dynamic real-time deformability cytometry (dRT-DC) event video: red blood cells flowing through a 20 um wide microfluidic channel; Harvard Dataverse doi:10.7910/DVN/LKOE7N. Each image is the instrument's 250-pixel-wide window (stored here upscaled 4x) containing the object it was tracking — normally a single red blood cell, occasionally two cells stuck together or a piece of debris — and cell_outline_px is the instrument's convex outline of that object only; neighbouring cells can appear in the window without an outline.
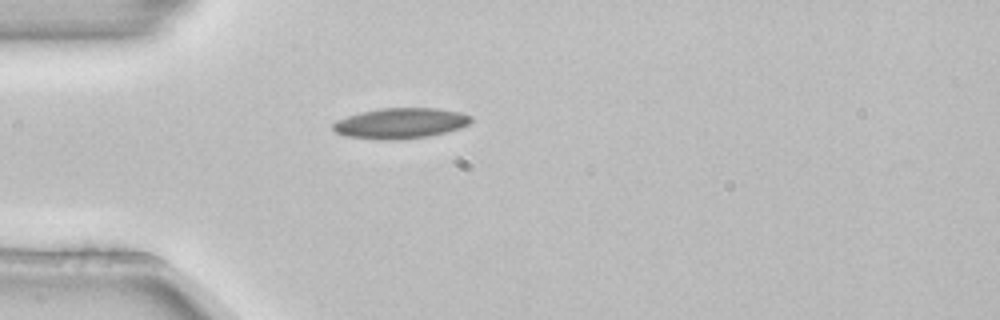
{"species": "common noctule bat (a hibernating species)", "species_latin": "Nyctalus noctula", "temperature_condition": "room temperature", "stored_images_in_passage": 1, "camera_frame_rate_fps": 3000, "um_per_image_px": 0.085, "animal": {"sex": "female", "body_mass_g": 22.7, "forearm_length_mm": 54.2}, "frame": {"image": 1, "passage_image": 1, "time_ms": 0.0, "image_size_px": [1000, 320], "cell_outline_px": [[472, 120], [468, 124], [460, 128], [428, 136], [396, 140], [384, 140], [344, 136], [336, 132], [332, 128], [332, 124], [336, 120], [360, 112], [380, 108], [436, 108], [460, 112], [472, 116]], "centroid_in_image_um": [34.02, 10.47], "position_along_channel_um": 51.0, "area_um2": 24.57}}